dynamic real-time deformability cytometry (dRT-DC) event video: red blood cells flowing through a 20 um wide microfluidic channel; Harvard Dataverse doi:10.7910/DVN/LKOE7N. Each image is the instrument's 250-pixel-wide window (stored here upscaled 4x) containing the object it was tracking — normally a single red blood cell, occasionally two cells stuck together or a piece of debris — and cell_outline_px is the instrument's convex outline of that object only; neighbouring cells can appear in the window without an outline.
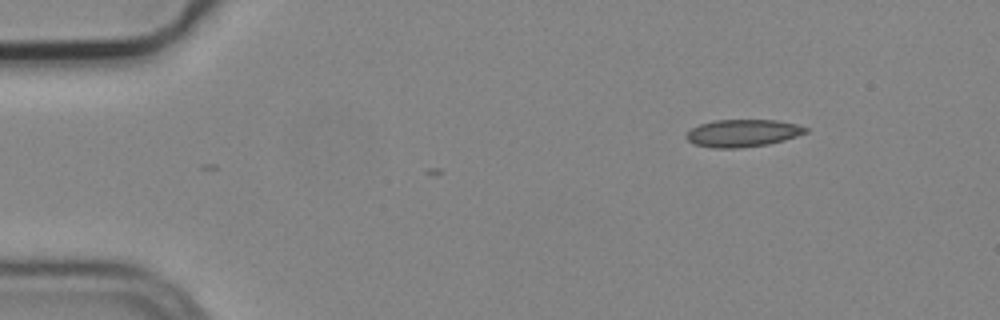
{"species": "common noctule bat (a hibernating species)", "species_latin": "Nyctalus noctula", "temperature_condition": "cold", "stored_images_in_passage": 4, "camera_frame_rate_fps": 3000, "um_per_image_px": 0.085, "animal": {"sex": "male", "body_mass_g": 19.2, "forearm_length_mm": 51.8}, "frame": {"image": 1, "passage_image": 1, "time_ms": 0.0, "image_size_px": [1000, 320], "cell_outline_px": [[808, 132], [784, 140], [768, 144], [740, 148], [712, 148], [696, 144], [688, 140], [684, 136], [692, 128], [700, 124], [712, 120], [776, 120], [796, 124], [808, 128]], "centroid_in_image_um": [63.13, 11.31], "position_along_channel_um": 21.9, "area_um2": 19.02}}